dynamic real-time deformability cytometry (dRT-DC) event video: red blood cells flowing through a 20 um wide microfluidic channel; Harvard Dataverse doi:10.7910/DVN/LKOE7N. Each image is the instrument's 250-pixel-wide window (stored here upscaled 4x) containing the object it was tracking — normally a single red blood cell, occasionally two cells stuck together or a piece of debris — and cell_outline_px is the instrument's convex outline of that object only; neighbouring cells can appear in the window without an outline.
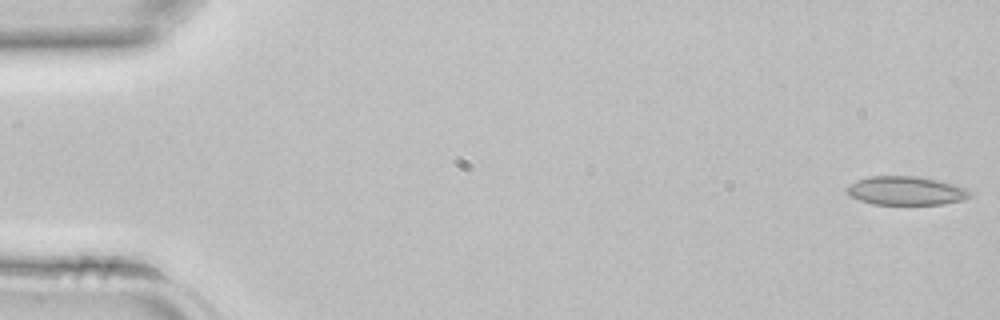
{"species": "common noctule bat (a hibernating species)", "species_latin": "Nyctalus noctula", "temperature_condition": "room temperature", "stored_images_in_passage": 42, "camera_frame_rate_fps": 3000, "um_per_image_px": 0.085, "animal": {"sex": "female", "body_mass_g": 22.7, "forearm_length_mm": 54.2}, "frame": {"image": 1, "passage_image": 1, "time_ms": 0.0, "image_size_px": [1000, 320], "cell_outline_px": [[976, 192], [972, 196], [964, 200], [944, 204], [872, 204], [860, 200], [852, 196], [844, 188], [848, 184], [856, 180], [868, 176], [920, 176], [940, 180], [956, 184], [968, 188]], "centroid_in_image_um": [77.09, 16.2], "position_along_channel_um": 7.9, "area_um2": 21.1}}
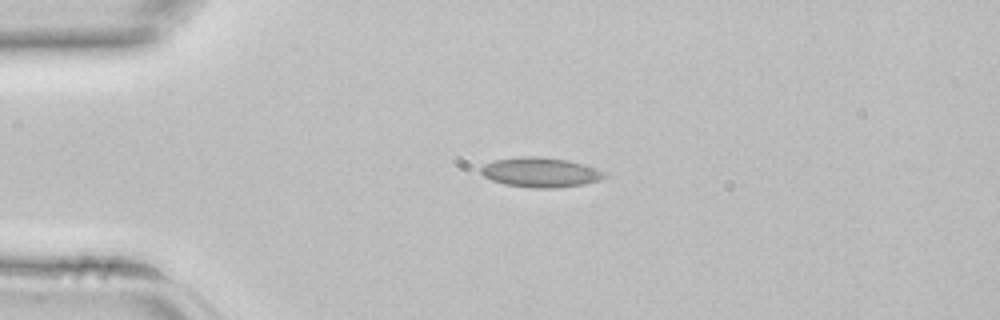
{"frame": {"image": 2, "passage_image": 10, "time_ms": 3.0, "image_size_px": [1000, 320], "cell_outline_px": [[608, 176], [600, 180], [584, 184], [556, 188], [532, 188], [504, 184], [492, 180], [484, 176], [480, 172], [480, 168], [484, 164], [496, 160], [520, 156], [540, 156], [568, 160], [584, 164], [604, 172]], "centroid_in_image_um": [45.94, 14.65], "position_along_channel_um": 39.1, "area_um2": 21.5}}
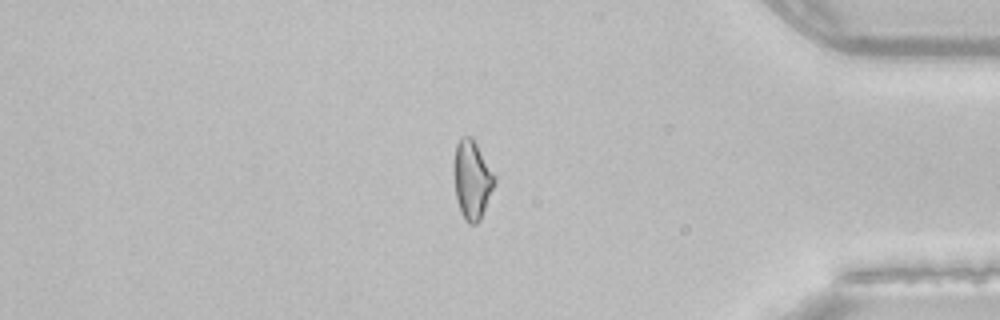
{"frame": {"image": 3, "passage_image": 36, "time_ms": 11.667, "image_size_px": [1000, 320], "cell_outline_px": [[496, 184], [480, 220], [476, 224], [468, 224], [464, 220], [460, 212], [456, 200], [452, 168], [452, 164], [456, 144], [460, 136], [472, 136], [496, 176]], "centroid_in_image_um": [40.1, 15.27], "position_along_channel_um": 395.1, "area_um2": 19.31}}